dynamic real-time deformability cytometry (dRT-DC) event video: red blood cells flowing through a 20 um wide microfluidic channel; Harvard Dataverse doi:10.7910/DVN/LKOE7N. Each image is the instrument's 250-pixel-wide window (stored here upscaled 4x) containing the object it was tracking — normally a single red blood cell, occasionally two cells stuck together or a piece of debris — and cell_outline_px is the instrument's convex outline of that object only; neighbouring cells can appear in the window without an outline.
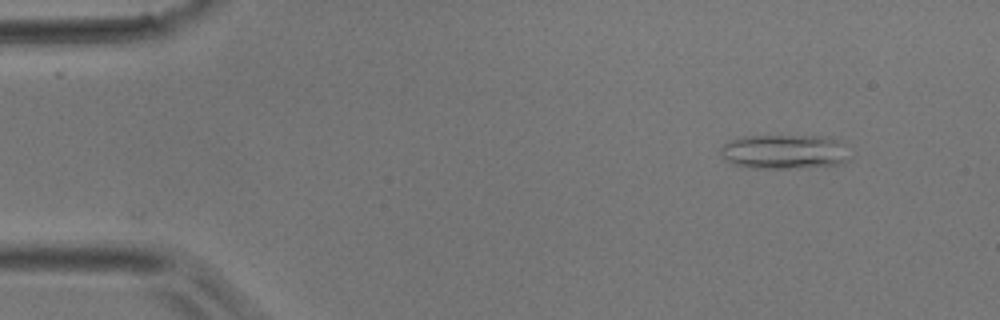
{"species": "common noctule bat (a hibernating species)", "species_latin": "Nyctalus noctula", "temperature_condition": "room temperature", "stored_images_in_passage": 3, "camera_frame_rate_fps": 3000, "um_per_image_px": 0.085, "animal": {"sex": "male", "body_mass_g": 17.9}, "frame": {"image": 1, "passage_image": 1, "time_ms": 0.0, "image_size_px": [1000, 320], "cell_outline_px": [[848, 160], [840, 164], [800, 168], [752, 168], [732, 164], [720, 152], [720, 148], [728, 140], [744, 136], [820, 136], [836, 140], [844, 144]], "centroid_in_image_um": [66.64, 12.9], "position_along_channel_um": 18.4, "area_um2": 25.78}}